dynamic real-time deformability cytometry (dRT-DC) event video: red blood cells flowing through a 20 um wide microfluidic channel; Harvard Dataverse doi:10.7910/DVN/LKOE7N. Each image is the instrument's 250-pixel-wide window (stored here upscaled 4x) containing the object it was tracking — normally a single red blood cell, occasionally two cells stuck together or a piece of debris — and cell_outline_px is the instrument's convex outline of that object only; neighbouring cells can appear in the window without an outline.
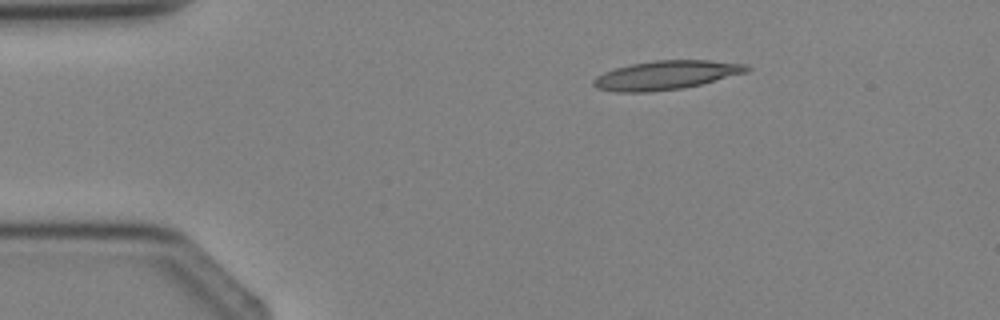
{"species": "Egyptian fruit bat (a non-hibernating species)", "species_latin": "Rousettus aegyptiacus", "temperature_condition": "cold", "stored_images_in_passage": 2, "camera_frame_rate_fps": 3000, "um_per_image_px": 0.085, "animal": {"sex": "female"}, "frame": {"image": 1, "passage_image": 1, "time_ms": 0.0, "image_size_px": [1000, 320], "cell_outline_px": [[752, 68], [748, 72], [684, 88], [648, 92], [616, 92], [596, 88], [592, 84], [592, 80], [596, 76], [604, 72], [616, 68], [632, 64], [656, 60], [708, 60], [748, 64]], "centroid_in_image_um": [56.62, 6.39], "position_along_channel_um": 28.4, "area_um2": 25.84}}